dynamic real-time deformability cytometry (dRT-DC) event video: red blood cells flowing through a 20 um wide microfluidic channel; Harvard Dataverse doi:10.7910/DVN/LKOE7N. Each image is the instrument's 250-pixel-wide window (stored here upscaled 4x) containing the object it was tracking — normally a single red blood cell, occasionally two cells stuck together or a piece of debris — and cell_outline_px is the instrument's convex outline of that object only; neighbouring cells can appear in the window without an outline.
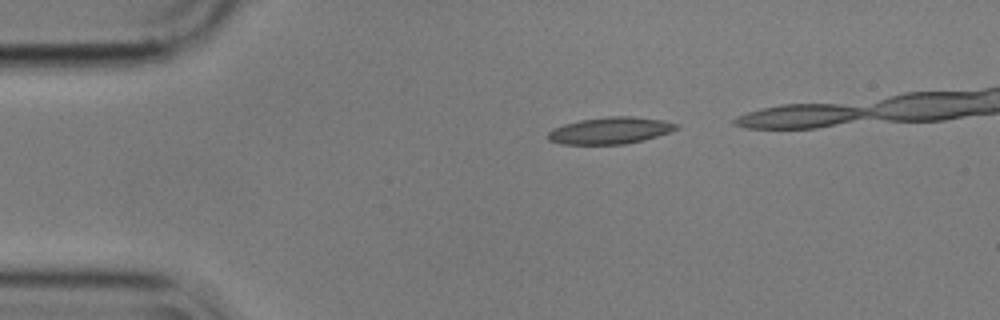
{"species": "common noctule bat (a hibernating species)", "species_latin": "Nyctalus noctula", "temperature_condition": "cold", "stored_images_in_passage": 11, "camera_frame_rate_fps": 3000, "um_per_image_px": 0.085, "animal": {"sex": "male", "body_mass_g": 17.9}, "frame": {"image": 1, "passage_image": 1, "time_ms": 0.0, "image_size_px": [1000, 320], "cell_outline_px": [[680, 128], [644, 140], [624, 144], [560, 144], [548, 140], [548, 132], [552, 128], [564, 124], [580, 120], [608, 116], [632, 116], [660, 120], [680, 124]], "centroid_in_image_um": [51.85, 11.09], "position_along_channel_um": 33.1, "area_um2": 20.0}}
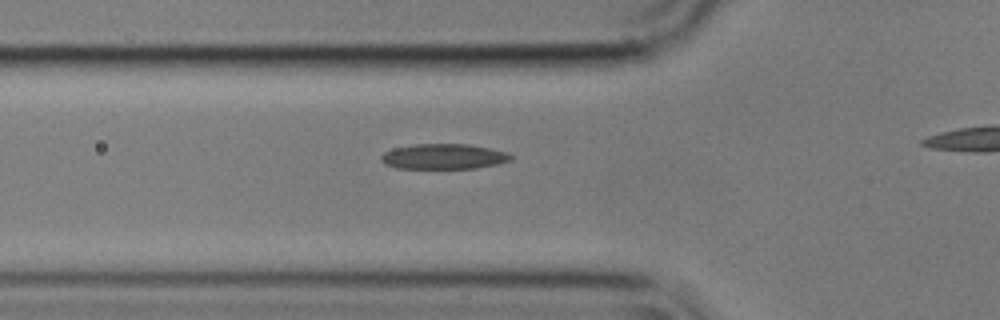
{"frame": {"image": 2, "passage_image": 9, "time_ms": 2.667, "image_size_px": [1000, 320], "cell_outline_px": [[512, 160], [496, 164], [476, 168], [396, 168], [384, 164], [380, 160], [380, 156], [384, 152], [396, 148], [416, 144], [468, 144], [508, 152], [512, 156]], "centroid_in_image_um": [37.7, 13.3], "position_along_channel_um": 88.1, "area_um2": 19.02}}